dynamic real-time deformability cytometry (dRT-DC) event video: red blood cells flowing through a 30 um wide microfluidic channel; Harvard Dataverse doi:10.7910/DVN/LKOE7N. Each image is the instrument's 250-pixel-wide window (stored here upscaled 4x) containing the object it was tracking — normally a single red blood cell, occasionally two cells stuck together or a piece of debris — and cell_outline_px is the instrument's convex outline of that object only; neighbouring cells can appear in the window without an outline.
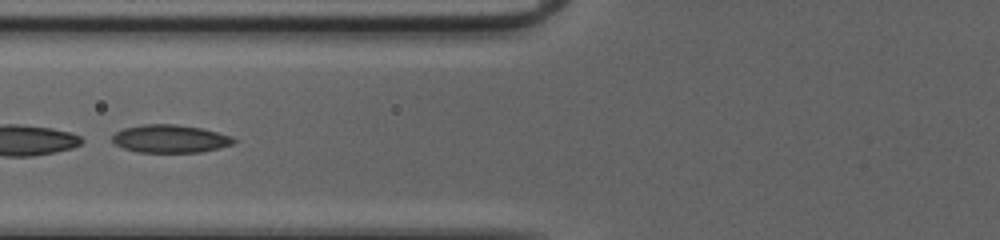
{"species": "common noctule bat (a hibernating species)", "species_latin": "Nyctalus noctula", "temperature_condition": "cold", "stored_images_in_passage": 52, "segment_of_instrument_passage": [2, 2], "camera_frame_rate_fps": 3000, "um_per_image_px": 0.085, "animal": {"sex": "female", "body_mass_g": 20.0, "forearm_length_mm": 54.0}, "frame": {"image": 1, "passage_image": 24, "time_ms": 7.667, "image_size_px": [1000, 240], "cell_outline_px": [[236, 140], [232, 144], [200, 152], [136, 152], [112, 144], [112, 136], [116, 132], [124, 128], [140, 124], [176, 124], [200, 128], [232, 136]], "centroid_in_image_um": [14.4, 11.79], "position_along_channel_um": 111.4, "area_um2": 19.71}}
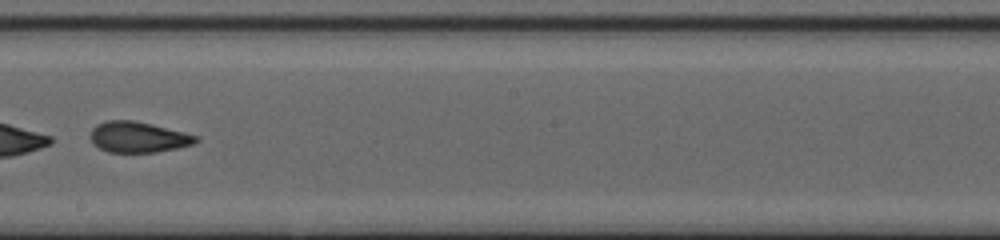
{"frame": {"image": 2, "passage_image": 33, "time_ms": 10.667, "image_size_px": [1000, 240], "cell_outline_px": [[200, 140], [192, 144], [176, 148], [156, 152], [108, 152], [92, 144], [88, 136], [92, 128], [96, 124], [108, 120], [132, 120], [184, 132], [200, 136]], "centroid_in_image_um": [11.7, 11.65], "position_along_channel_um": 236.5, "area_um2": 18.96}}